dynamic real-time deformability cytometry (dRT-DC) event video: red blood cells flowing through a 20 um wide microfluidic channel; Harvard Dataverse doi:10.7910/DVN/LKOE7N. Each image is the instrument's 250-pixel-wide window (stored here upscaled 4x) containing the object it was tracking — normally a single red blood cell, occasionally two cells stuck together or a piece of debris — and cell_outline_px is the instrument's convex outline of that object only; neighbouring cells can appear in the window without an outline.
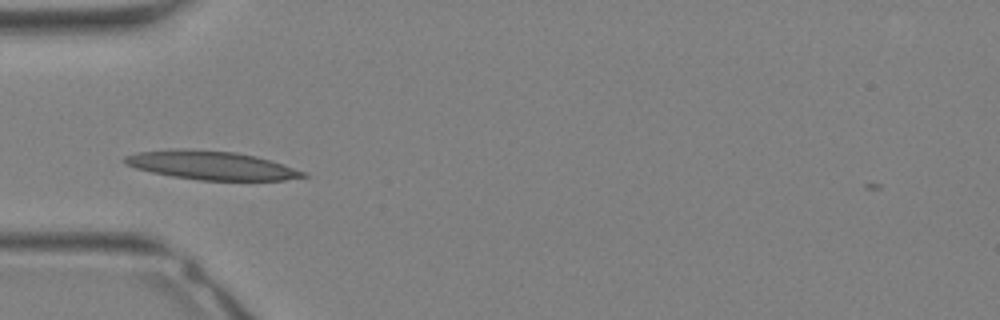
{"species": "Egyptian fruit bat (a non-hibernating species)", "species_latin": "Rousettus aegyptiacus", "temperature_condition": "warm", "stored_images_in_passage": 24, "camera_frame_rate_fps": 3000, "um_per_image_px": 0.085, "animal": {"sex": "female"}, "frame": {"image": 1, "passage_image": 1, "time_ms": 0.0, "image_size_px": [1000, 320], "cell_outline_px": [[308, 176], [284, 180], [200, 180], [172, 176], [152, 172], [136, 168], [124, 164], [124, 156], [136, 152], [176, 148], [188, 148], [236, 152], [256, 156], [284, 164], [308, 172]], "centroid_in_image_um": [17.96, 14.04], "position_along_channel_um": 67.0, "area_um2": 30.0}}
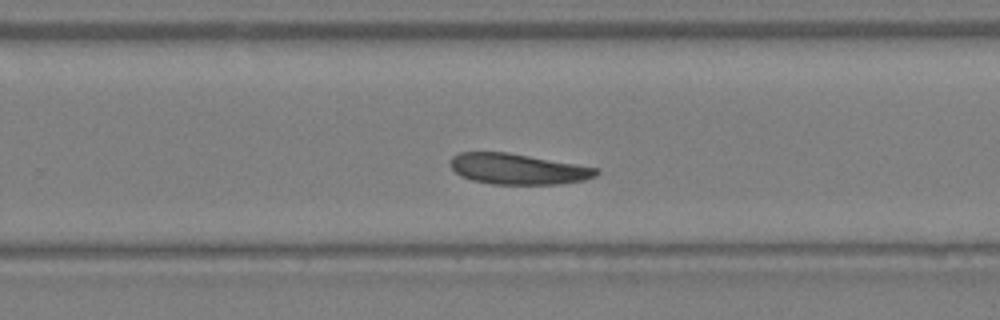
{"frame": {"image": 2, "passage_image": 12, "time_ms": 3.667, "image_size_px": [1000, 320], "cell_outline_px": [[600, 172], [596, 176], [584, 180], [560, 184], [492, 184], [472, 180], [460, 176], [452, 168], [452, 156], [460, 152], [508, 152], [600, 168]], "centroid_in_image_um": [44.06, 14.36], "position_along_channel_um": 285.7, "area_um2": 26.13}}
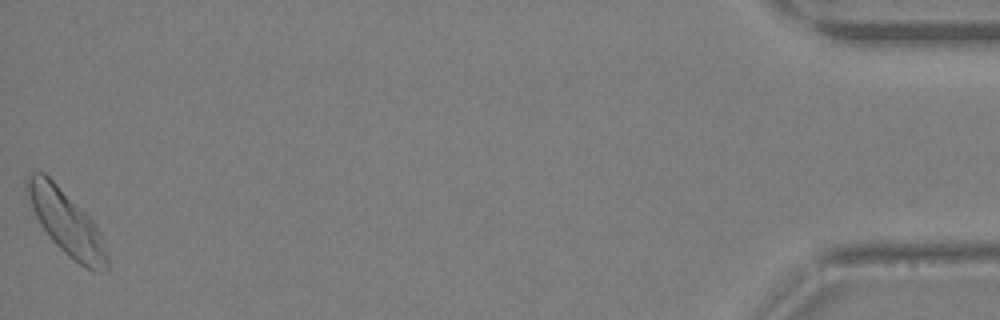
{"frame": {"image": 3, "passage_image": 24, "time_ms": 7.667, "image_size_px": [1000, 320], "cell_outline_px": [[108, 268], [84, 268], [68, 256], [52, 240], [40, 224], [32, 208], [24, 184], [24, 180], [32, 172], [44, 172], [92, 220], [100, 232], [108, 260]], "centroid_in_image_um": [5.59, 18.89], "position_along_channel_um": 429.6, "area_um2": 29.02}}